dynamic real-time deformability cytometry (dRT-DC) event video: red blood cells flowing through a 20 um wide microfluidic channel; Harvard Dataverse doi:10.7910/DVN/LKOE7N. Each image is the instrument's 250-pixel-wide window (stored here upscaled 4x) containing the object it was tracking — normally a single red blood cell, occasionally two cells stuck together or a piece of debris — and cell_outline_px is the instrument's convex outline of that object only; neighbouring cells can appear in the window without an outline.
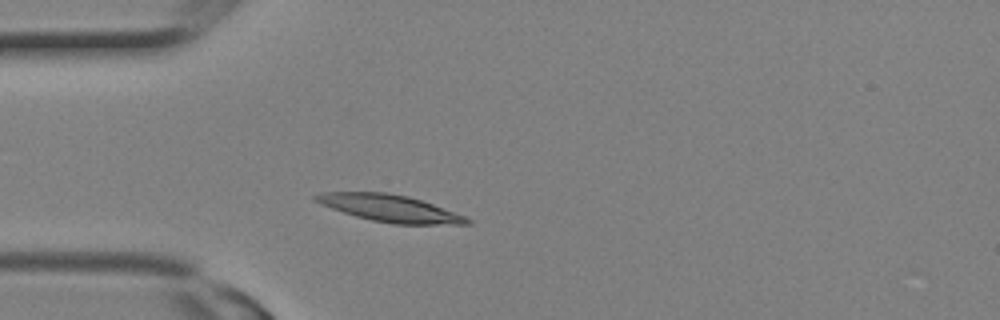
{"species": "Egyptian fruit bat (a non-hibernating species)", "species_latin": "Rousettus aegyptiacus", "temperature_condition": "room temperature", "stored_images_in_passage": 2, "camera_frame_rate_fps": 3000, "um_per_image_px": 0.085, "animal": {"sex": "female"}, "frame": {"image": 1, "passage_image": 2, "time_ms": 0.333, "image_size_px": [1000, 320], "cell_outline_px": [[472, 224], [392, 224], [372, 220], [356, 216], [320, 204], [312, 196], [320, 192], [388, 192], [408, 196], [432, 204], [464, 216], [472, 220]], "centroid_in_image_um": [33.12, 17.7], "position_along_channel_um": 51.9, "area_um2": 23.52}}